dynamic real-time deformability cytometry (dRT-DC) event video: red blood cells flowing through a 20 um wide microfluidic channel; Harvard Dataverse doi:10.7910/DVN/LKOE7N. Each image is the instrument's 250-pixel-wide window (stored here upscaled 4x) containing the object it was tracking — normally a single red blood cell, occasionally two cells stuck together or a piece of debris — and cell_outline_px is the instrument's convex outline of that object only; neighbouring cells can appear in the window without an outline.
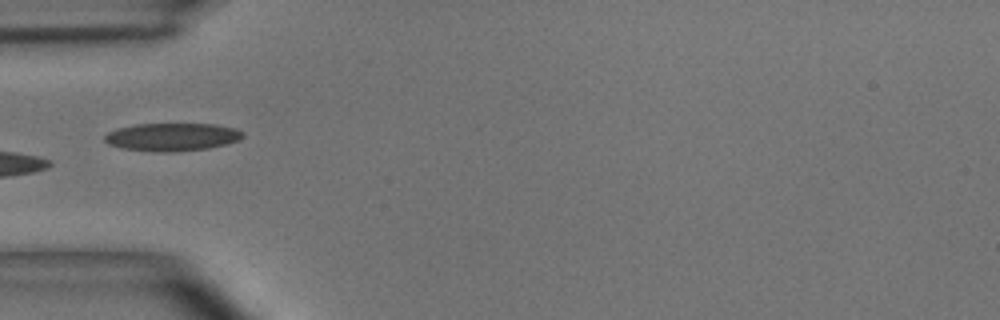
{"species": "common noctule bat (a hibernating species)", "species_latin": "Nyctalus noctula", "temperature_condition": "room temperature", "stored_images_in_passage": 6, "camera_frame_rate_fps": 3000, "um_per_image_px": 0.085, "animal": {"sex": "male", "body_mass_g": 15.6}, "frame": {"image": 1, "passage_image": 5, "time_ms": 1.333, "image_size_px": [1000, 320], "cell_outline_px": [[244, 136], [240, 140], [208, 148], [172, 152], [160, 152], [124, 148], [108, 144], [104, 140], [104, 136], [108, 132], [116, 128], [136, 124], [216, 124], [236, 128], [244, 132]], "centroid_in_image_um": [14.64, 11.63], "position_along_channel_um": 70.4, "area_um2": 22.48}}
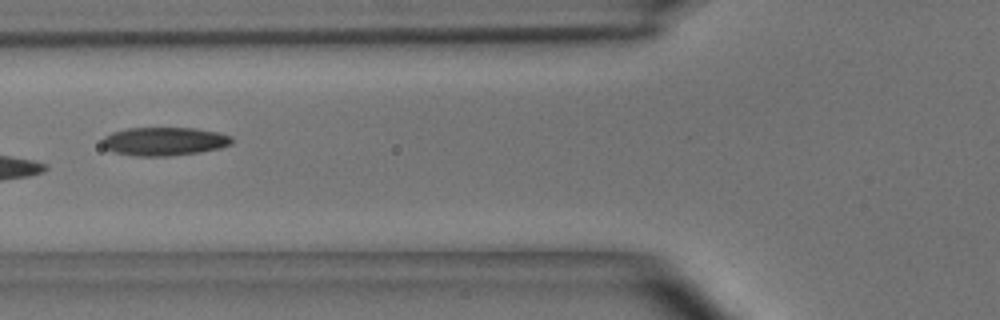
{"frame": {"image": 2, "passage_image": 6, "time_ms": 1.667, "image_size_px": [1000, 320], "cell_outline_px": [[232, 144], [220, 148], [200, 152], [168, 156], [136, 156], [112, 152], [104, 148], [104, 136], [112, 132], [128, 128], [196, 128], [216, 132], [232, 136]], "centroid_in_image_um": [13.97, 12.02], "position_along_channel_um": 111.8, "area_um2": 21.44}}